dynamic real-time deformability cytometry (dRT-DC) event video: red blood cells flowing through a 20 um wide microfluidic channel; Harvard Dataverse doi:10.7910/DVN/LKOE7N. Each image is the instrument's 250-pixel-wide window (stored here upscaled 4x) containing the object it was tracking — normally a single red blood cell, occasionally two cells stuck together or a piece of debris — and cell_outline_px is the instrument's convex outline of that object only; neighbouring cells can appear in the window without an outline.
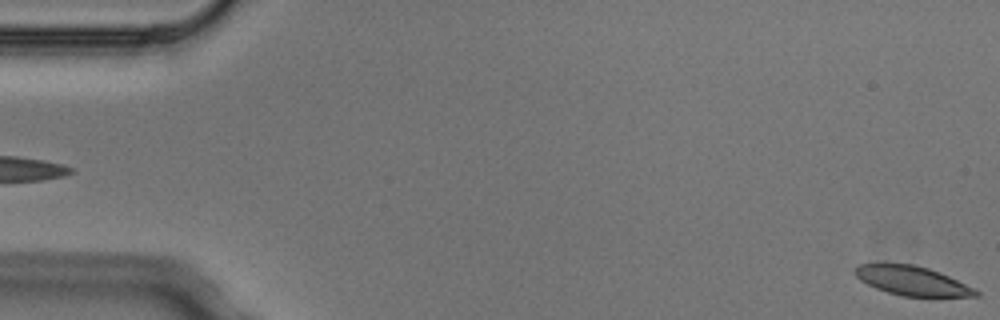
{"species": "Egyptian fruit bat (a non-hibernating species)", "species_latin": "Rousettus aegyptiacus", "temperature_condition": "cold", "stored_images_in_passage": 5, "segment_of_instrument_passage": [2, 2], "camera_frame_rate_fps": 3000, "um_per_image_px": 0.085, "animal": {"sex": "male"}, "frame": {"image": 1, "passage_image": 5, "time_ms": 1.333, "image_size_px": [1000, 320], "cell_outline_px": [[980, 296], [904, 296], [888, 292], [876, 288], [860, 280], [852, 272], [860, 264], [884, 260], [916, 264], [940, 272], [976, 288], [980, 292]], "centroid_in_image_um": [77.49, 23.8], "position_along_channel_um": 7.5, "area_um2": 21.27}}